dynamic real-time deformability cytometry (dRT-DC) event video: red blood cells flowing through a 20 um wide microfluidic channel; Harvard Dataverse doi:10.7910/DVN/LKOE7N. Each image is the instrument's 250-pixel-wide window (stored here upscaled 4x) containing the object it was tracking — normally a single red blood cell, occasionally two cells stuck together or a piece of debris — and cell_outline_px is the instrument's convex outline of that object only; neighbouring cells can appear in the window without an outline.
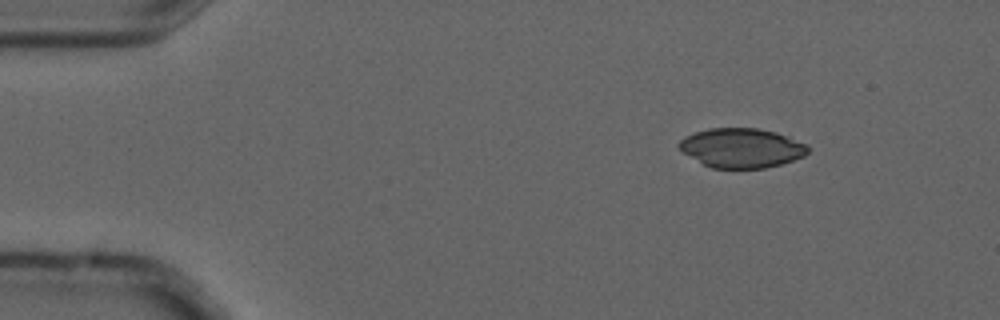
{"species": "common noctule bat (a hibernating species)", "species_latin": "Nyctalus noctula", "temperature_condition": "cold", "stored_images_in_passage": 3, "camera_frame_rate_fps": 3000, "um_per_image_px": 0.085, "animal": {"sex": "male", "forearm_length_mm": 52.5}, "frame": {"image": 1, "passage_image": 1, "time_ms": 0.0, "image_size_px": [1000, 320], "cell_outline_px": [[808, 152], [804, 156], [780, 164], [764, 168], [712, 168], [704, 164], [684, 152], [676, 144], [684, 136], [708, 128], [760, 128], [776, 132], [788, 136], [808, 144]], "centroid_in_image_um": [63.05, 12.56], "position_along_channel_um": 21.9, "area_um2": 29.54}}